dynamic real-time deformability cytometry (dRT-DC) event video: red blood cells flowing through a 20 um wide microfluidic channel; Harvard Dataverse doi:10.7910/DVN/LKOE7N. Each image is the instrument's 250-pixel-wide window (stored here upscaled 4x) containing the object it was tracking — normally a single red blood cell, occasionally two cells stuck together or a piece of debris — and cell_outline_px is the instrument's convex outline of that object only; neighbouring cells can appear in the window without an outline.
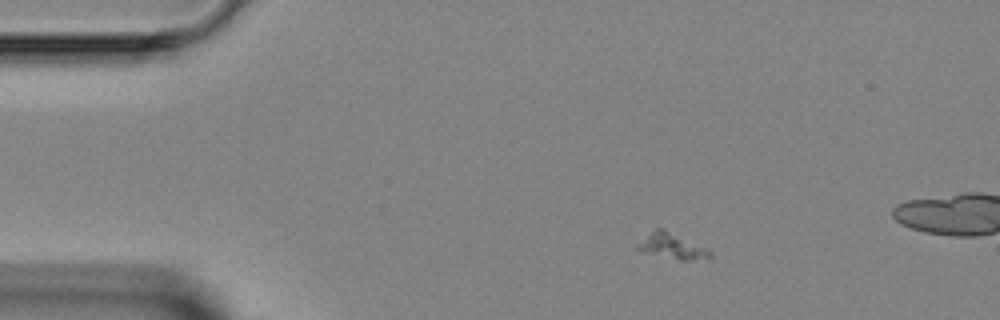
{"species": "Egyptian fruit bat (a non-hibernating species)", "species_latin": "Rousettus aegyptiacus", "temperature_condition": "room temperature", "stored_images_in_passage": 3, "camera_frame_rate_fps": 3000, "um_per_image_px": 0.085, "animal": {"sex": "female"}, "frame": {"image": 1, "passage_image": 1, "time_ms": 0.0, "image_size_px": [1000, 320], "cell_outline_px": [[712, 256], [708, 260], [680, 260], [640, 252], [636, 248], [636, 244], [656, 228], [664, 228], [712, 252]], "centroid_in_image_um": [57.11, 20.95], "position_along_channel_um": 27.9, "area_um2": 10.75}}